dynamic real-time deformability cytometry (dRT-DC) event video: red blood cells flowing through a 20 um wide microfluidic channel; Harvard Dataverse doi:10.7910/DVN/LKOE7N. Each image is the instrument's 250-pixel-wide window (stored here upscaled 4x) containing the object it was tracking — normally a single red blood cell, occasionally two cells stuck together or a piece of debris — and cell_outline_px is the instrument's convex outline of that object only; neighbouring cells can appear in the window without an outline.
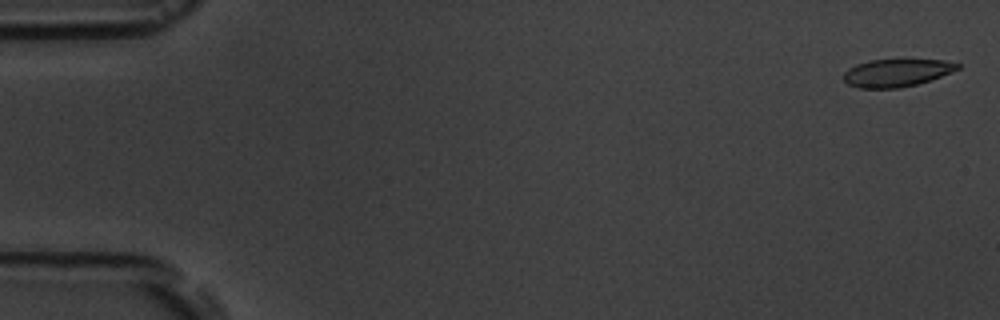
{"species": "common noctule bat (a hibernating species)", "species_latin": "Nyctalus noctula", "temperature_condition": "room temperature", "stored_images_in_passage": 4, "camera_frame_rate_fps": 3000, "um_per_image_px": 0.085, "animal": {"sex": "male", "body_mass_g": 19.5, "forearm_length_mm": 54.6}, "frame": {"image": 1, "passage_image": 1, "time_ms": 0.0, "image_size_px": [1000, 320], "cell_outline_px": [[960, 68], [940, 76], [916, 84], [900, 88], [856, 88], [848, 84], [844, 80], [844, 72], [848, 68], [856, 64], [868, 60], [944, 60], [960, 64]], "centroid_in_image_um": [76.16, 6.19], "position_along_channel_um": 8.8, "area_um2": 18.21}}
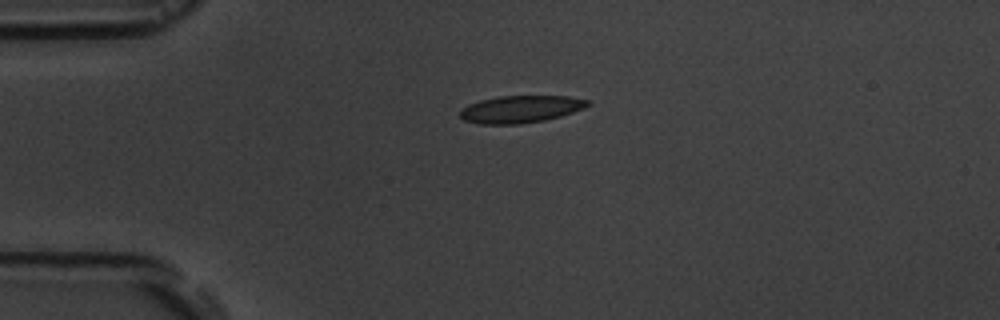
{"frame": {"image": 2, "passage_image": 4, "time_ms": 4.0, "image_size_px": [1000, 320], "cell_outline_px": [[592, 104], [584, 108], [560, 116], [544, 120], [520, 124], [480, 124], [464, 120], [460, 116], [460, 112], [468, 104], [480, 100], [500, 96], [568, 96], [588, 100]], "centroid_in_image_um": [44.26, 9.27], "position_along_channel_um": 40.7, "area_um2": 20.17}}